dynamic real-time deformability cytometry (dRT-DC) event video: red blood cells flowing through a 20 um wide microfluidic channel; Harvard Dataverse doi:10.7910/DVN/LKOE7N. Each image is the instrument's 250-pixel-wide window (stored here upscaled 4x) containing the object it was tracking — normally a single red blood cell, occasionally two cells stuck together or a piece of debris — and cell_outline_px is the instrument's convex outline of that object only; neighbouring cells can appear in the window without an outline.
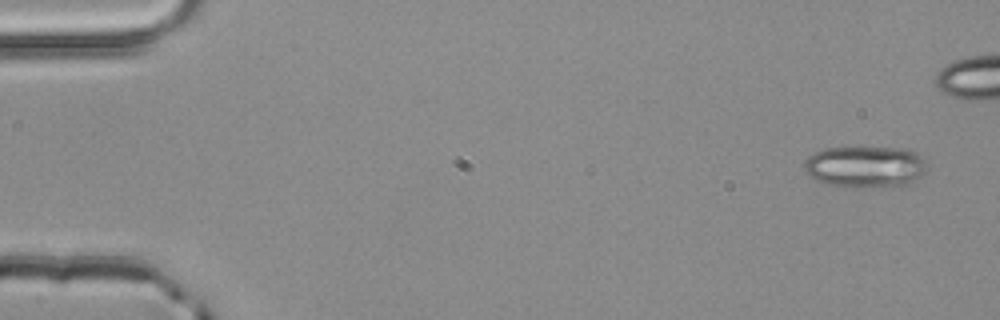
{"species": "common noctule bat (a hibernating species)", "species_latin": "Nyctalus noctula", "temperature_condition": "room temperature", "stored_images_in_passage": 4, "camera_frame_rate_fps": 3000, "um_per_image_px": 0.085, "animal": {"sex": "male", "body_mass_g": 20.4}, "frame": {"image": 1, "passage_image": 1, "time_ms": 0.0, "image_size_px": [1000, 320], "cell_outline_px": [[928, 168], [920, 176], [908, 184], [900, 188], [852, 188], [824, 184], [808, 176], [804, 168], [804, 160], [808, 156], [816, 152], [828, 148], [908, 148], [924, 156], [928, 164]], "centroid_in_image_um": [73.6, 14.21], "position_along_channel_um": 11.4, "area_um2": 30.69}}